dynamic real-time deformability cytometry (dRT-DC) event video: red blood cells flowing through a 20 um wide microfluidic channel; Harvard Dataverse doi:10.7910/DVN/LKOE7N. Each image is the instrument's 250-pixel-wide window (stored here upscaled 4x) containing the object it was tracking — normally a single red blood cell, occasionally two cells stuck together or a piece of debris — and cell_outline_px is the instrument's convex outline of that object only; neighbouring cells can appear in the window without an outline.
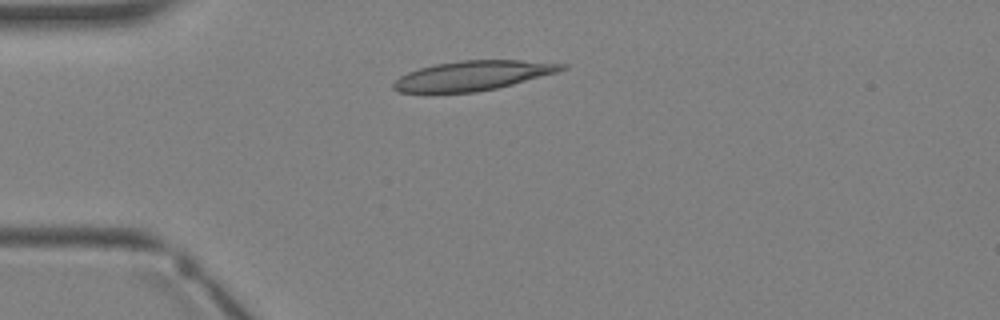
{"species": "Egyptian fruit bat (a non-hibernating species)", "species_latin": "Rousettus aegyptiacus", "temperature_condition": "warm", "stored_images_in_passage": 2, "camera_frame_rate_fps": 3000, "um_per_image_px": 0.085, "animal": {"sex": "female"}, "frame": {"image": 1, "passage_image": 2, "time_ms": 1.333, "image_size_px": [1000, 320], "cell_outline_px": [[568, 68], [556, 72], [512, 84], [496, 88], [476, 92], [400, 92], [392, 88], [392, 84], [400, 76], [408, 72], [420, 68], [436, 64], [460, 60], [520, 60], [568, 64]], "centroid_in_image_um": [40.19, 6.42], "position_along_channel_um": 44.8, "area_um2": 28.67}}